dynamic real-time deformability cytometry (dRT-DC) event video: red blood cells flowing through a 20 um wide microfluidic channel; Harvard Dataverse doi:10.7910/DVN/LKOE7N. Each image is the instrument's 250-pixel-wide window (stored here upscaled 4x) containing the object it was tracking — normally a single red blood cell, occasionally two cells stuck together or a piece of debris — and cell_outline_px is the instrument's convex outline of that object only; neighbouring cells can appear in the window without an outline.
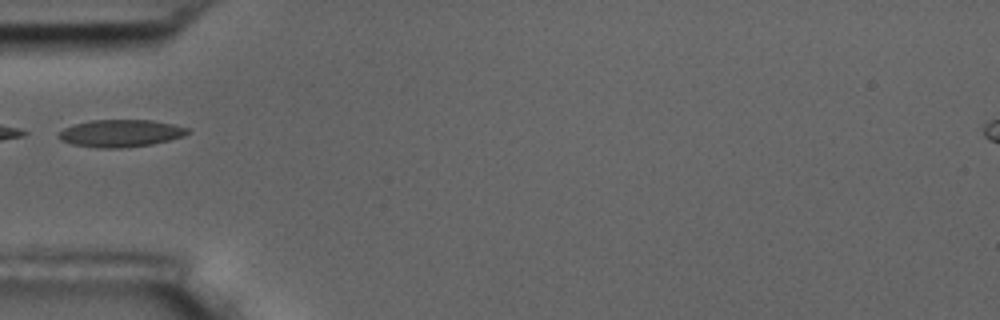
{"species": "common noctule bat (a hibernating species)", "species_latin": "Nyctalus noctula", "temperature_condition": "room temperature", "stored_images_in_passage": 5, "camera_frame_rate_fps": 3000, "um_per_image_px": 0.085, "animal": {"sex": "male", "body_mass_g": 17.5, "forearm_length_mm": 52.3}, "frame": {"image": 1, "passage_image": 5, "time_ms": 5.333, "image_size_px": [1000, 320], "cell_outline_px": [[188, 132], [184, 136], [152, 144], [120, 148], [96, 148], [72, 144], [60, 140], [56, 136], [64, 128], [72, 124], [92, 120], [152, 120], [172, 124], [188, 128]], "centroid_in_image_um": [10.2, 11.33], "position_along_channel_um": 74.8, "area_um2": 20.52}}